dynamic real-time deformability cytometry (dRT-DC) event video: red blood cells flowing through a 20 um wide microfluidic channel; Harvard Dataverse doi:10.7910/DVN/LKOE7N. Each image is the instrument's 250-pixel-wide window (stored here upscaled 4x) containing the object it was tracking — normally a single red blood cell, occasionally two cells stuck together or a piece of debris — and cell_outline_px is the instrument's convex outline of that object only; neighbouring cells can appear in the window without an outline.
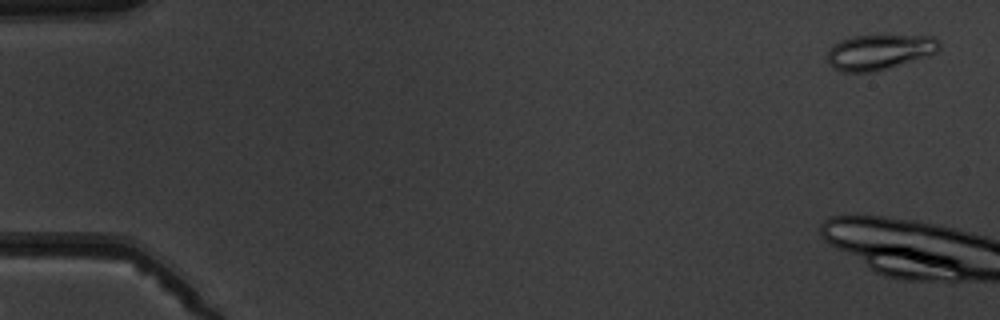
{"species": "common noctule bat (a hibernating species)", "species_latin": "Nyctalus noctula", "temperature_condition": "warm", "stored_images_in_passage": 4, "camera_frame_rate_fps": 3000, "um_per_image_px": 0.085, "animal": {"sex": "male", "body_mass_g": 19.5, "forearm_length_mm": 54.6}, "frame": {"image": 1, "passage_image": 1, "time_ms": 0.0, "image_size_px": [1000, 320], "cell_outline_px": [[940, 48], [936, 52], [888, 68], [872, 72], [840, 72], [832, 68], [828, 64], [828, 48], [832, 44], [840, 40], [852, 36], [932, 36], [940, 44]], "centroid_in_image_um": [74.65, 4.43], "position_along_channel_um": 10.3, "area_um2": 22.77}}